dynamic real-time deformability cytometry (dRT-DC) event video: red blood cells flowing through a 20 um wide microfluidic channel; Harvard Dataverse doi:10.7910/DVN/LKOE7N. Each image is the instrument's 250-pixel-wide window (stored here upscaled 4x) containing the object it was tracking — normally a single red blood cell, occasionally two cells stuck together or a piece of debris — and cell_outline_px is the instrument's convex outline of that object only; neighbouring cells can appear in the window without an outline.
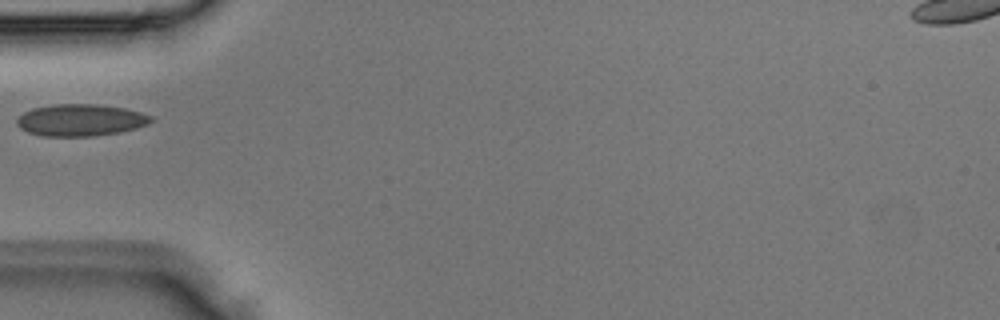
{"species": "Egyptian fruit bat (a non-hibernating species)", "species_latin": "Rousettus aegyptiacus", "temperature_condition": "room temperature", "stored_images_in_passage": 1, "camera_frame_rate_fps": 3000, "um_per_image_px": 0.085, "animal": {"sex": "male"}, "frame": {"image": 1, "passage_image": 1, "time_ms": 0.0, "image_size_px": [1000, 320], "cell_outline_px": [[156, 120], [148, 124], [136, 128], [120, 132], [92, 136], [40, 136], [28, 132], [20, 128], [16, 124], [16, 120], [24, 112], [32, 108], [52, 104], [96, 104], [124, 108], [140, 112], [152, 116]], "centroid_in_image_um": [6.85, 10.21], "position_along_channel_um": 78.1, "area_um2": 25.09}}